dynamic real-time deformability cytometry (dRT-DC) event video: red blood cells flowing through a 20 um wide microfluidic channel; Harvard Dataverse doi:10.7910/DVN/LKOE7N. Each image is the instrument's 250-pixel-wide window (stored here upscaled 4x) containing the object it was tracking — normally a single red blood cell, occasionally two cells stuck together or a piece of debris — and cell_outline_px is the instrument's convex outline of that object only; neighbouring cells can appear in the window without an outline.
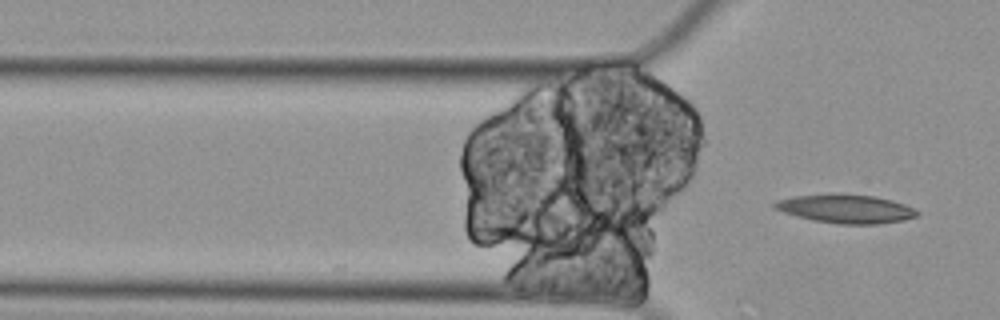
{"species": "Egyptian fruit bat (a non-hibernating species)", "species_latin": "Rousettus aegyptiacus", "temperature_condition": "cold", "stored_images_in_passage": 3, "camera_frame_rate_fps": 3000, "um_per_image_px": 0.085, "animal": {"sex": "female"}, "frame": {"image": 1, "passage_image": 3, "time_ms": 0.667, "image_size_px": [1000, 320], "cell_outline_px": [[920, 212], [916, 216], [904, 220], [876, 224], [840, 224], [812, 220], [796, 216], [772, 208], [772, 204], [776, 200], [792, 196], [872, 196], [892, 200], [904, 204]], "centroid_in_image_um": [71.89, 17.79], "position_along_channel_um": 53.9, "area_um2": 22.95}}